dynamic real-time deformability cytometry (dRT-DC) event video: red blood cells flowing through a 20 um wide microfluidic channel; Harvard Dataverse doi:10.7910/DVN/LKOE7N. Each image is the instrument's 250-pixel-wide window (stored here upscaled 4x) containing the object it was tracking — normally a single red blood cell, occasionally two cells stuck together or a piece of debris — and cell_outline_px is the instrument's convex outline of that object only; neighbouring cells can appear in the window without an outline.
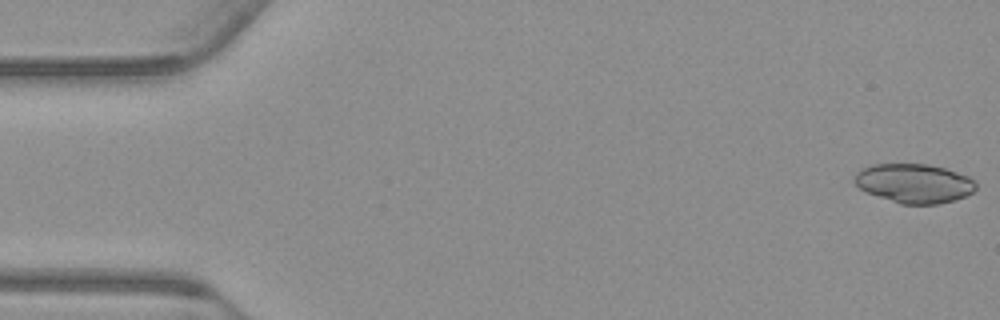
{"species": "common noctule bat (a hibernating species)", "species_latin": "Nyctalus noctula", "temperature_condition": "warm", "stored_images_in_passage": 54, "camera_frame_rate_fps": 3000, "um_per_image_px": 0.085, "animal": {"sex": "male", "body_mass_g": 23.1, "forearm_length_mm": 52.7}, "frame": {"image": 1, "passage_image": 1, "time_ms": 0.0, "image_size_px": [1000, 320], "cell_outline_px": [[976, 188], [972, 192], [964, 196], [952, 200], [936, 204], [900, 204], [868, 192], [860, 188], [852, 180], [856, 172], [872, 164], [928, 164], [944, 168], [968, 176], [976, 180]], "centroid_in_image_um": [77.7, 15.57], "position_along_channel_um": 7.3, "area_um2": 27.51}}